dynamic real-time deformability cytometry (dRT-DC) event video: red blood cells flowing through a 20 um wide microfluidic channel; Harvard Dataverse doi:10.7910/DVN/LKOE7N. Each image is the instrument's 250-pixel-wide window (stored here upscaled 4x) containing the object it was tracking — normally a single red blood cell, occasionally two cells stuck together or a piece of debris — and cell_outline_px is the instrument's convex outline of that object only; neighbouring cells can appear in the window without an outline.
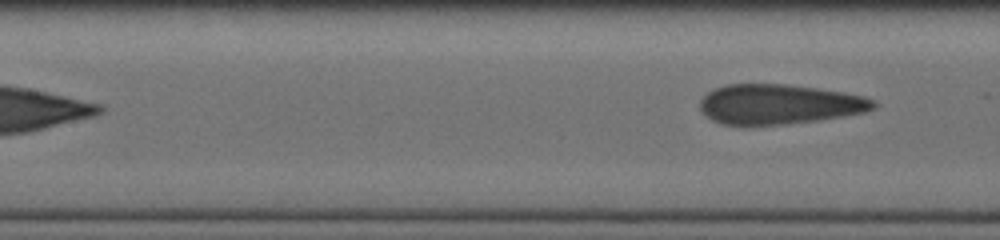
{"species": "human", "species_latin": "Homo sapiens", "temperature_condition": "cold", "stored_images_in_passage": 16, "segment_of_instrument_passage": [2, 2], "camera_frame_rate_fps": 3000, "um_per_image_px": 0.085, "donor": {"sex": "male"}, "frame": {"image": 1, "passage_image": 16, "time_ms": 8.667, "image_size_px": [1000, 240], "cell_outline_px": [[876, 104], [872, 108], [864, 112], [816, 120], [780, 124], [724, 124], [712, 120], [700, 108], [700, 100], [708, 92], [724, 84], [784, 84], [816, 88], [844, 92], [864, 96], [872, 100]], "centroid_in_image_um": [66.2, 8.84], "position_along_channel_um": 141.2, "area_um2": 39.59}}